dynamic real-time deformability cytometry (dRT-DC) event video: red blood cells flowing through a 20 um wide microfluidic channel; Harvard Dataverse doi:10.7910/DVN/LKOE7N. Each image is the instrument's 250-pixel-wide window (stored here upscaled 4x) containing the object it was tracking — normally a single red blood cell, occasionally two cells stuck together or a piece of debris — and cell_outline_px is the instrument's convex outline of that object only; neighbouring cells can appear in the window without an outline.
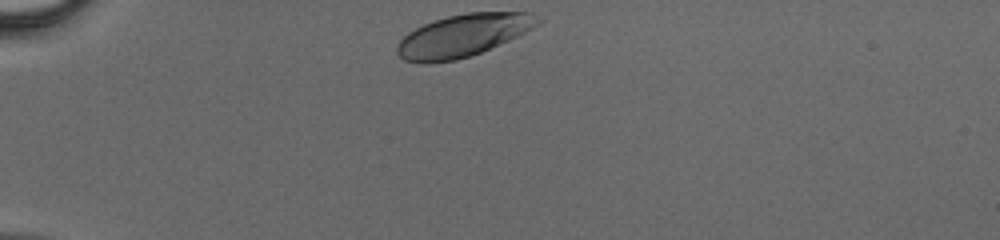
{"species": "human", "species_latin": "Homo sapiens", "temperature_condition": "cold", "stored_images_in_passage": 29, "camera_frame_rate_fps": 3000, "um_per_image_px": 0.085, "donor": {"sex": "male"}, "frame": {"image": 1, "passage_image": 1, "time_ms": 0.0, "image_size_px": [1000, 240], "cell_outline_px": [[544, 20], [532, 28], [508, 40], [480, 52], [456, 60], [428, 64], [420, 64], [404, 60], [396, 52], [396, 44], [408, 32], [424, 24], [448, 16], [468, 12], [532, 12]], "centroid_in_image_um": [39.33, 3.02], "position_along_channel_um": 45.7, "area_um2": 34.68}}
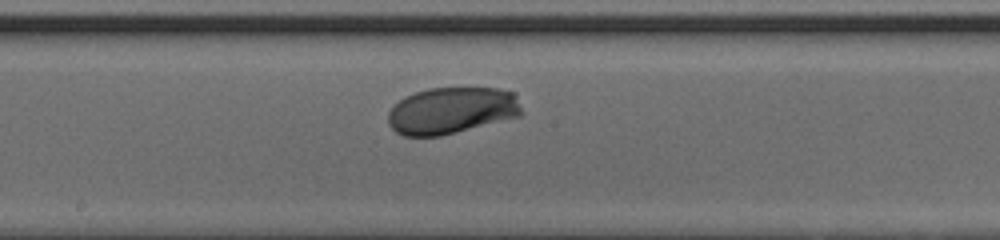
{"frame": {"image": 2, "passage_image": 15, "time_ms": 4.667, "image_size_px": [1000, 240], "cell_outline_px": [[524, 112], [520, 116], [440, 136], [404, 136], [396, 132], [388, 124], [388, 112], [404, 96], [428, 88], [500, 88], [516, 92]], "centroid_in_image_um": [38.43, 9.38], "position_along_channel_um": 209.8, "area_um2": 36.59}}
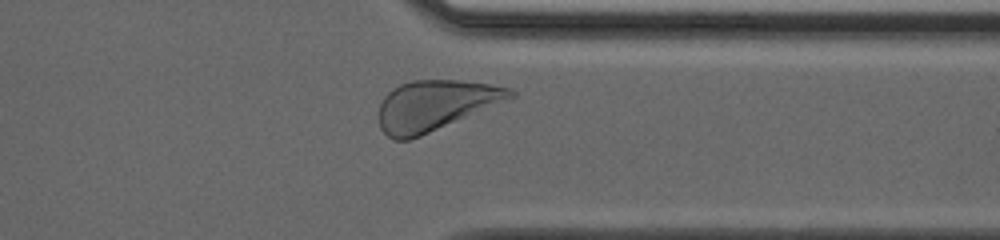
{"frame": {"image": 3, "passage_image": 26, "time_ms": 8.333, "image_size_px": [1000, 240], "cell_outline_px": [[516, 96], [420, 136], [408, 140], [392, 140], [380, 128], [380, 104], [384, 96], [392, 88], [400, 84], [412, 80], [460, 80], [488, 84], [512, 88], [516, 92]], "centroid_in_image_um": [36.97, 8.94], "position_along_channel_um": 374.4, "area_um2": 38.09}}